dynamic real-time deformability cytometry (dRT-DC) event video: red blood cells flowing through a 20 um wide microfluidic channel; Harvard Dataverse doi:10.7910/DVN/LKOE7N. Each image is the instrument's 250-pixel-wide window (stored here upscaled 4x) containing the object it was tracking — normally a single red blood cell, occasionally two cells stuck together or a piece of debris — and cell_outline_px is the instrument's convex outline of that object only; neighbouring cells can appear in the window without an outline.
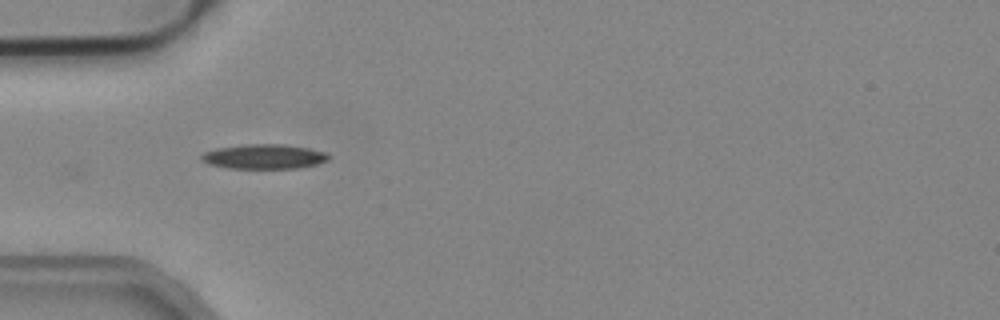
{"species": "common noctule bat (a hibernating species)", "species_latin": "Nyctalus noctula", "temperature_condition": "cold", "stored_images_in_passage": 36, "camera_frame_rate_fps": 3000, "um_per_image_px": 0.085, "animal": {"sex": "male", "body_mass_g": 19.2, "forearm_length_mm": 51.8}, "frame": {"image": 1, "passage_image": 1, "time_ms": 0.0, "image_size_px": [1000, 320], "cell_outline_px": [[328, 160], [316, 164], [296, 168], [228, 168], [208, 164], [200, 160], [200, 156], [204, 152], [216, 148], [244, 144], [284, 144], [308, 148], [324, 152], [328, 156]], "centroid_in_image_um": [22.38, 13.3], "position_along_channel_um": 62.6, "area_um2": 18.21}}
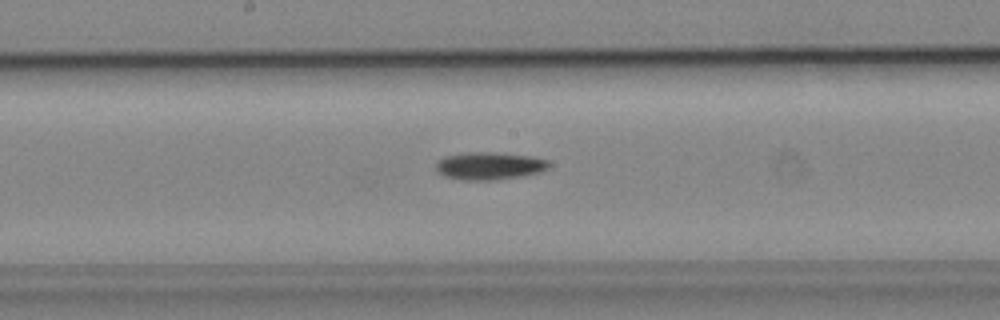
{"frame": {"image": 2, "passage_image": 12, "time_ms": 3.667, "image_size_px": [1000, 320], "cell_outline_px": [[552, 164], [548, 168], [540, 172], [524, 176], [492, 180], [464, 180], [444, 176], [436, 172], [436, 164], [444, 156], [468, 152], [496, 152], [532, 156], [548, 160]], "centroid_in_image_um": [41.63, 14.1], "position_along_channel_um": 206.6, "area_um2": 18.38}}
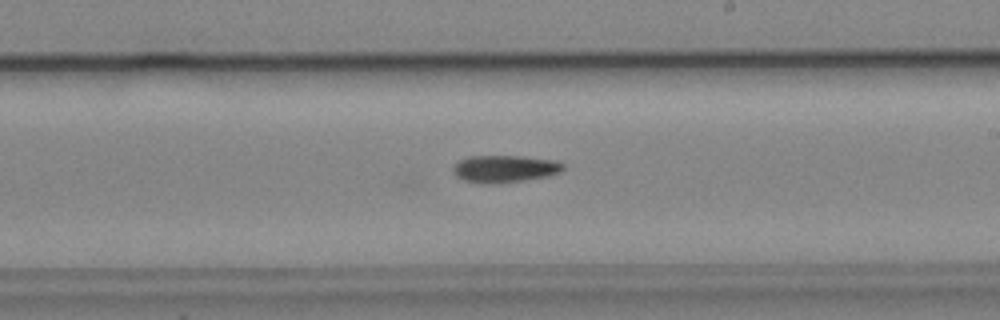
{"frame": {"image": 3, "passage_image": 15, "time_ms": 4.667, "image_size_px": [1000, 320], "cell_outline_px": [[564, 168], [560, 172], [548, 176], [524, 180], [492, 184], [484, 184], [464, 180], [456, 176], [452, 168], [460, 160], [468, 156], [520, 156], [556, 160], [564, 164]], "centroid_in_image_um": [42.91, 14.34], "position_along_channel_um": 246.1, "area_um2": 17.46}}